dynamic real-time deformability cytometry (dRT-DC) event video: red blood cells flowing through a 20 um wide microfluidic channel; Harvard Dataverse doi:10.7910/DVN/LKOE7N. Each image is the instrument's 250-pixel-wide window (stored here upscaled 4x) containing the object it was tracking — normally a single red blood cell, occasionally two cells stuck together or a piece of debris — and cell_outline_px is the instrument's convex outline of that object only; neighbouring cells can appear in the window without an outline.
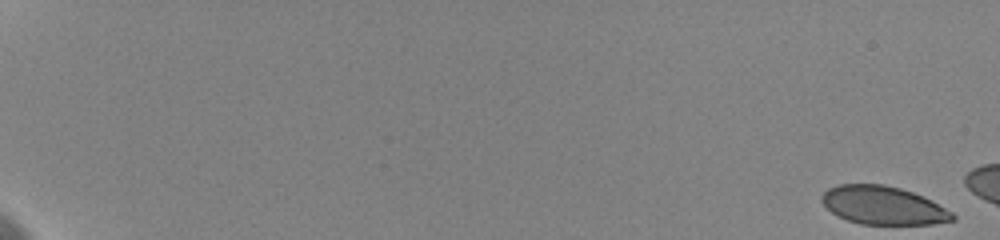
{"species": "human", "species_latin": "Homo sapiens", "temperature_condition": "cold", "stored_images_in_passage": 12, "camera_frame_rate_fps": 3000, "um_per_image_px": 0.085, "donor": {"sex": "female"}, "frame": {"image": 1, "passage_image": 1, "time_ms": 0.0, "image_size_px": [1000, 240], "cell_outline_px": [[956, 220], [932, 224], [860, 224], [848, 220], [832, 212], [820, 200], [820, 196], [828, 188], [840, 184], [884, 184], [900, 188], [912, 192], [932, 200], [952, 212], [956, 216]], "centroid_in_image_um": [75.08, 17.45], "position_along_channel_um": 9.9, "area_um2": 29.13}}